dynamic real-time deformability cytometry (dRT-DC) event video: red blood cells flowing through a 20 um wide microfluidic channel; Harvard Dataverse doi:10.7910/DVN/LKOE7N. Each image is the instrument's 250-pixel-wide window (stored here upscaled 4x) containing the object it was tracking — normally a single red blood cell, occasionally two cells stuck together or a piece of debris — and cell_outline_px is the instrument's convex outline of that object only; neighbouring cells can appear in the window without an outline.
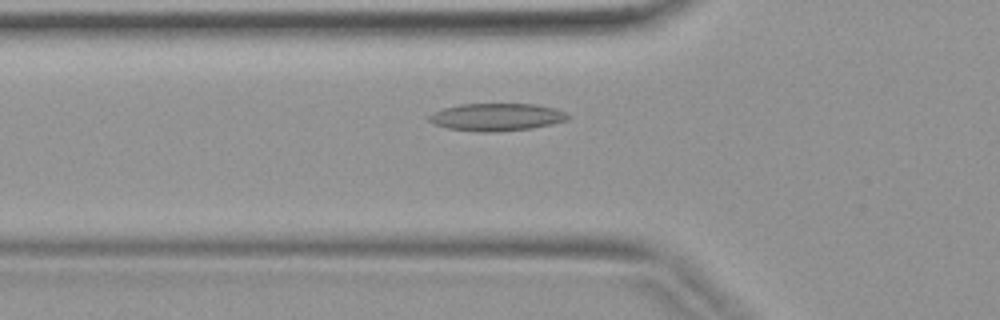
{"species": "common noctule bat (a hibernating species)", "species_latin": "Nyctalus noctula", "temperature_condition": "warm", "stored_images_in_passage": 39, "camera_frame_rate_fps": 3000, "um_per_image_px": 0.085, "animal": {"sex": "female", "body_mass_g": 19.9}, "frame": {"image": 1, "passage_image": 12, "time_ms": 3.667, "image_size_px": [1000, 320], "cell_outline_px": [[572, 116], [568, 120], [552, 124], [532, 128], [496, 132], [476, 132], [448, 128], [436, 124], [428, 120], [428, 116], [432, 112], [444, 108], [460, 104], [536, 104], [556, 108]], "centroid_in_image_um": [42.24, 9.95], "position_along_channel_um": 83.6, "area_um2": 22.43}}
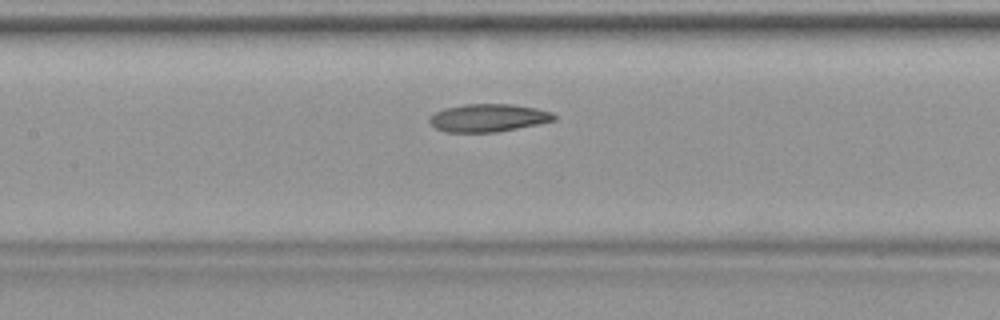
{"frame": {"image": 2, "passage_image": 17, "time_ms": 5.333, "image_size_px": [1000, 320], "cell_outline_px": [[556, 120], [496, 132], [444, 132], [436, 128], [428, 120], [436, 112], [444, 108], [464, 104], [512, 104], [536, 108], [552, 112], [556, 116]], "centroid_in_image_um": [41.5, 10.01], "position_along_channel_um": 165.9, "area_um2": 20.06}}